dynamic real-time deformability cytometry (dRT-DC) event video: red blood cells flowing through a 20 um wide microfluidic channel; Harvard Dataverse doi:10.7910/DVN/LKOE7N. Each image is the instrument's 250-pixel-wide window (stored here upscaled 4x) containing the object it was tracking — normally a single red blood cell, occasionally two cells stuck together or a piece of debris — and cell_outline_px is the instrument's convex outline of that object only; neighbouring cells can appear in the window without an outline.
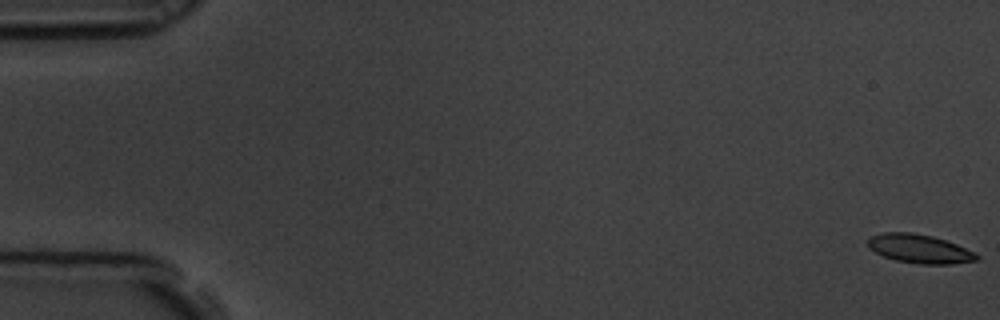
{"species": "common noctule bat (a hibernating species)", "species_latin": "Nyctalus noctula", "temperature_condition": "room temperature", "stored_images_in_passage": 60, "camera_frame_rate_fps": 3000, "um_per_image_px": 0.085, "animal": {"sex": "male", "body_mass_g": 19.5, "forearm_length_mm": 54.6}, "frame": {"image": 1, "passage_image": 1, "time_ms": 0.0, "image_size_px": [1000, 320], "cell_outline_px": [[980, 256], [976, 260], [952, 264], [920, 264], [896, 260], [884, 256], [876, 252], [868, 244], [868, 240], [872, 236], [884, 232], [912, 232], [932, 236], [956, 244]], "centroid_in_image_um": [78.16, 21.14], "position_along_channel_um": 6.8, "area_um2": 17.86}}
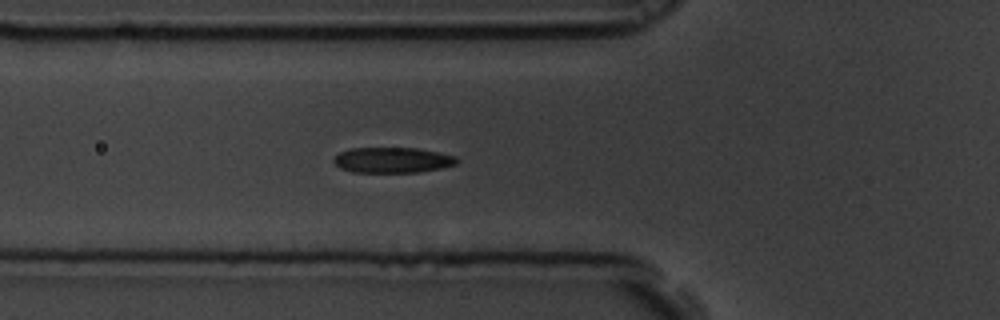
{"frame": {"image": 2, "passage_image": 22, "time_ms": 7.0, "image_size_px": [1000, 320], "cell_outline_px": [[460, 160], [456, 164], [440, 168], [420, 172], [352, 172], [340, 168], [332, 160], [340, 152], [352, 148], [416, 148], [456, 156]], "centroid_in_image_um": [33.36, 13.61], "position_along_channel_um": 92.4, "area_um2": 18.21}}
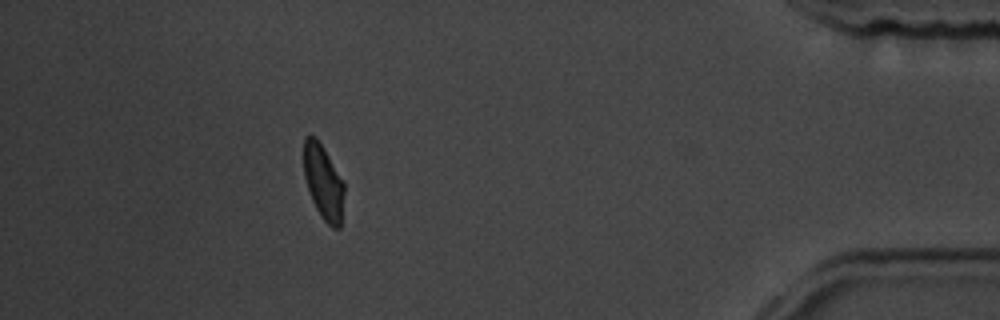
{"frame": {"image": 3, "passage_image": 54, "time_ms": 17.667, "image_size_px": [1000, 320], "cell_outline_px": [[344, 192], [340, 228], [332, 228], [320, 216], [312, 200], [304, 176], [304, 136], [316, 136], [328, 156], [344, 184]], "centroid_in_image_um": [27.47, 15.49], "position_along_channel_um": 407.7, "area_um2": 17.28}, "authors_computed_cell_mechanics": {"area_um2": 18.496, "velocity_mm_per_s": 3.4436, "shape_relaxation_time_tau1_ms": 2.3321, "shape_relaxation_time_tau2_ms": 2.115, "deformation_change_tau1": 0.1035, "deformation_change_tau2": 0.0751}}